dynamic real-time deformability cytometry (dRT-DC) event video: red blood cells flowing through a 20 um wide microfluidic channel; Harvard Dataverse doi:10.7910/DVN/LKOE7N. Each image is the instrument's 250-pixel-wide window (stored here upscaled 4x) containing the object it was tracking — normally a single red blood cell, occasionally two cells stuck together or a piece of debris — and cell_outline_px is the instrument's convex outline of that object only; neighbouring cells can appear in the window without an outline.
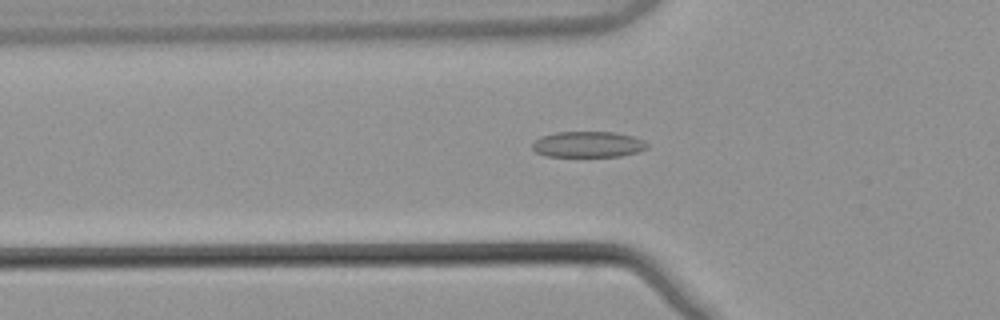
{"species": "common noctule bat (a hibernating species)", "species_latin": "Nyctalus noctula", "temperature_condition": "warm", "stored_images_in_passage": 39, "camera_frame_rate_fps": 3000, "um_per_image_px": 0.085, "animal": {"sex": "male", "body_mass_g": 21.5, "forearm_length_mm": 52.0}, "frame": {"image": 1, "passage_image": 4, "time_ms": 1.0, "image_size_px": [1000, 320], "cell_outline_px": [[648, 148], [636, 152], [620, 156], [544, 156], [536, 152], [532, 148], [532, 144], [540, 136], [556, 132], [616, 132], [632, 136], [644, 140], [648, 144]], "centroid_in_image_um": [49.98, 12.27], "position_along_channel_um": 75.8, "area_um2": 17.34}}
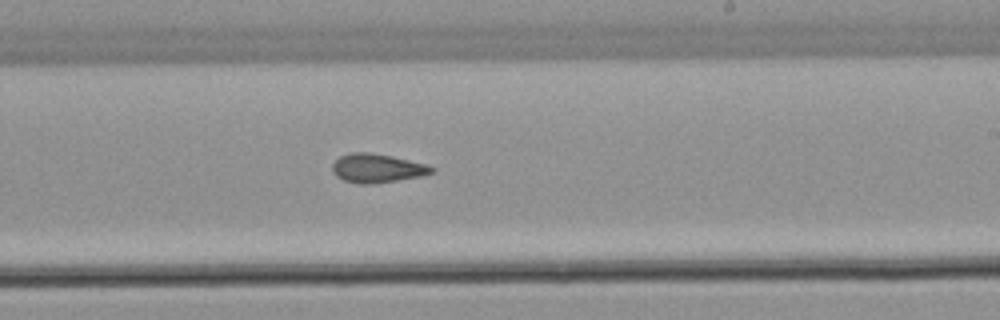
{"frame": {"image": 2, "passage_image": 18, "time_ms": 5.667, "image_size_px": [1000, 320], "cell_outline_px": [[436, 172], [420, 176], [372, 184], [360, 184], [344, 180], [336, 176], [332, 172], [332, 164], [340, 156], [352, 152], [368, 152], [392, 156], [428, 164], [436, 168]], "centroid_in_image_um": [32.08, 14.29], "position_along_channel_um": 256.9, "area_um2": 16.76}}
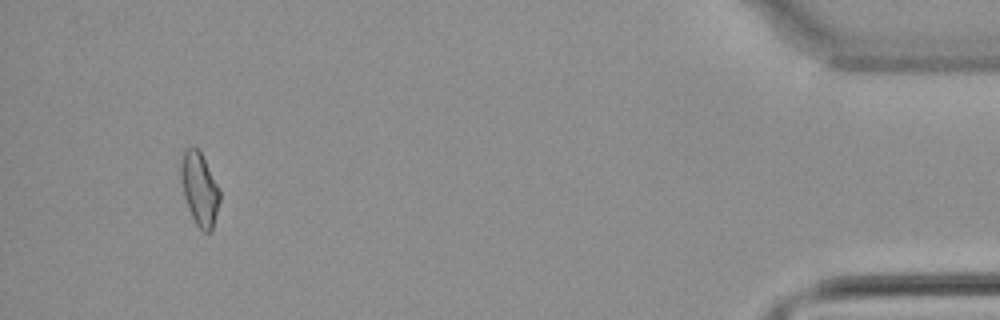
{"frame": {"image": 3, "passage_image": 36, "time_ms": 11.667, "image_size_px": [1000, 320], "cell_outline_px": [[220, 200], [212, 228], [208, 232], [204, 232], [196, 224], [188, 208], [184, 196], [180, 176], [180, 164], [184, 152], [188, 148], [196, 148], [200, 152], [220, 188]], "centroid_in_image_um": [16.96, 16.06], "position_along_channel_um": 418.2, "area_um2": 16.24}, "authors_computed_cell_mechanics": {"area_um2": 16.3574, "velocity_mm_per_s": 3.8731, "shape_relaxation_time_tau1_ms": null, "shape_relaxation_time_tau2_ms": 4.774, "deformation_change_tau1": null, "deformation_change_tau2": 0.1286}}